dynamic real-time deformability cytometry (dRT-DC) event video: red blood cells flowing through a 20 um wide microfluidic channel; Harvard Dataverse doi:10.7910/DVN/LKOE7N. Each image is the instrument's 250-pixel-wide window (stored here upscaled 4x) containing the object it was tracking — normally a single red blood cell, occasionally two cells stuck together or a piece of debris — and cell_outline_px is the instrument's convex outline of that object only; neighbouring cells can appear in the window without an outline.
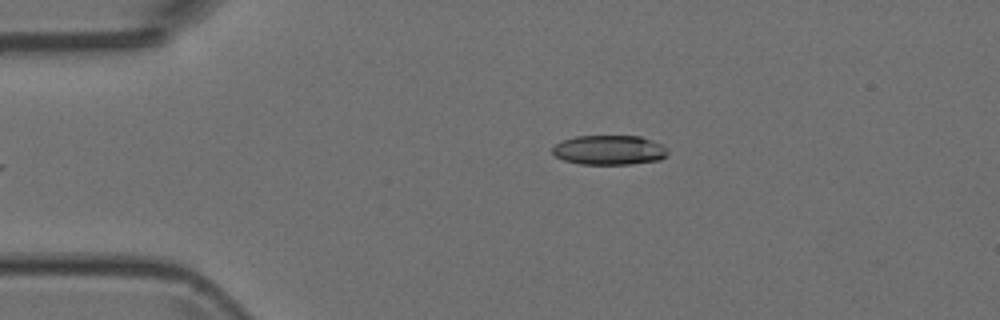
{"species": "Egyptian fruit bat (a non-hibernating species)", "species_latin": "Rousettus aegyptiacus", "temperature_condition": "room temperature", "stored_images_in_passage": 2, "camera_frame_rate_fps": 3000, "um_per_image_px": 0.085, "animal": {"sex": "female"}, "frame": {"image": 1, "passage_image": 1, "time_ms": 0.0, "image_size_px": [1000, 320], "cell_outline_px": [[668, 156], [660, 160], [632, 164], [580, 164], [564, 160], [556, 156], [552, 152], [552, 148], [560, 140], [576, 136], [640, 136], [652, 140], [660, 144], [668, 152]], "centroid_in_image_um": [51.78, 12.75], "position_along_channel_um": 33.2, "area_um2": 19.94}}